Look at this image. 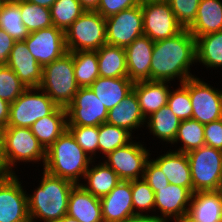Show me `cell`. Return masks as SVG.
<instances>
[{"instance_id": "cell-4", "label": "cell", "mask_w": 222, "mask_h": 222, "mask_svg": "<svg viewBox=\"0 0 222 222\" xmlns=\"http://www.w3.org/2000/svg\"><path fill=\"white\" fill-rule=\"evenodd\" d=\"M4 175L16 174L17 164L29 162L45 164L46 149L33 135L30 128H2ZM40 161V163H38ZM18 162V163H17ZM15 168V169H14Z\"/></svg>"}, {"instance_id": "cell-36", "label": "cell", "mask_w": 222, "mask_h": 222, "mask_svg": "<svg viewBox=\"0 0 222 222\" xmlns=\"http://www.w3.org/2000/svg\"><path fill=\"white\" fill-rule=\"evenodd\" d=\"M85 11L79 0H56L50 7L53 25L64 32Z\"/></svg>"}, {"instance_id": "cell-51", "label": "cell", "mask_w": 222, "mask_h": 222, "mask_svg": "<svg viewBox=\"0 0 222 222\" xmlns=\"http://www.w3.org/2000/svg\"><path fill=\"white\" fill-rule=\"evenodd\" d=\"M0 175H4L2 128H0Z\"/></svg>"}, {"instance_id": "cell-19", "label": "cell", "mask_w": 222, "mask_h": 222, "mask_svg": "<svg viewBox=\"0 0 222 222\" xmlns=\"http://www.w3.org/2000/svg\"><path fill=\"white\" fill-rule=\"evenodd\" d=\"M154 41L142 35L125 48L128 78L133 82L150 81Z\"/></svg>"}, {"instance_id": "cell-7", "label": "cell", "mask_w": 222, "mask_h": 222, "mask_svg": "<svg viewBox=\"0 0 222 222\" xmlns=\"http://www.w3.org/2000/svg\"><path fill=\"white\" fill-rule=\"evenodd\" d=\"M68 52L97 51L106 42V21L97 11L86 10L64 32Z\"/></svg>"}, {"instance_id": "cell-38", "label": "cell", "mask_w": 222, "mask_h": 222, "mask_svg": "<svg viewBox=\"0 0 222 222\" xmlns=\"http://www.w3.org/2000/svg\"><path fill=\"white\" fill-rule=\"evenodd\" d=\"M131 190L134 214L155 215V192L148 183L143 178L131 180Z\"/></svg>"}, {"instance_id": "cell-28", "label": "cell", "mask_w": 222, "mask_h": 222, "mask_svg": "<svg viewBox=\"0 0 222 222\" xmlns=\"http://www.w3.org/2000/svg\"><path fill=\"white\" fill-rule=\"evenodd\" d=\"M194 38L222 30V0H201L193 24L188 28Z\"/></svg>"}, {"instance_id": "cell-11", "label": "cell", "mask_w": 222, "mask_h": 222, "mask_svg": "<svg viewBox=\"0 0 222 222\" xmlns=\"http://www.w3.org/2000/svg\"><path fill=\"white\" fill-rule=\"evenodd\" d=\"M16 174L0 175V222H31L27 191Z\"/></svg>"}, {"instance_id": "cell-26", "label": "cell", "mask_w": 222, "mask_h": 222, "mask_svg": "<svg viewBox=\"0 0 222 222\" xmlns=\"http://www.w3.org/2000/svg\"><path fill=\"white\" fill-rule=\"evenodd\" d=\"M67 125V110L58 106L50 115L33 123L30 129L47 150L67 130Z\"/></svg>"}, {"instance_id": "cell-46", "label": "cell", "mask_w": 222, "mask_h": 222, "mask_svg": "<svg viewBox=\"0 0 222 222\" xmlns=\"http://www.w3.org/2000/svg\"><path fill=\"white\" fill-rule=\"evenodd\" d=\"M16 41L0 28V65L6 64Z\"/></svg>"}, {"instance_id": "cell-12", "label": "cell", "mask_w": 222, "mask_h": 222, "mask_svg": "<svg viewBox=\"0 0 222 222\" xmlns=\"http://www.w3.org/2000/svg\"><path fill=\"white\" fill-rule=\"evenodd\" d=\"M105 21L106 42L109 45L126 48L136 38L144 35L141 5L105 18Z\"/></svg>"}, {"instance_id": "cell-49", "label": "cell", "mask_w": 222, "mask_h": 222, "mask_svg": "<svg viewBox=\"0 0 222 222\" xmlns=\"http://www.w3.org/2000/svg\"><path fill=\"white\" fill-rule=\"evenodd\" d=\"M79 2L85 10L95 11L99 5L100 0H79Z\"/></svg>"}, {"instance_id": "cell-35", "label": "cell", "mask_w": 222, "mask_h": 222, "mask_svg": "<svg viewBox=\"0 0 222 222\" xmlns=\"http://www.w3.org/2000/svg\"><path fill=\"white\" fill-rule=\"evenodd\" d=\"M98 133V153H102V157L134 139L133 134L126 129L106 122L98 126Z\"/></svg>"}, {"instance_id": "cell-6", "label": "cell", "mask_w": 222, "mask_h": 222, "mask_svg": "<svg viewBox=\"0 0 222 222\" xmlns=\"http://www.w3.org/2000/svg\"><path fill=\"white\" fill-rule=\"evenodd\" d=\"M187 154L192 177V193L222 189V151L202 146Z\"/></svg>"}, {"instance_id": "cell-18", "label": "cell", "mask_w": 222, "mask_h": 222, "mask_svg": "<svg viewBox=\"0 0 222 222\" xmlns=\"http://www.w3.org/2000/svg\"><path fill=\"white\" fill-rule=\"evenodd\" d=\"M100 202L103 222H122L135 215L131 181L122 180Z\"/></svg>"}, {"instance_id": "cell-1", "label": "cell", "mask_w": 222, "mask_h": 222, "mask_svg": "<svg viewBox=\"0 0 222 222\" xmlns=\"http://www.w3.org/2000/svg\"><path fill=\"white\" fill-rule=\"evenodd\" d=\"M196 63V39L188 29L173 37L154 42L150 66V81L179 84L196 75L190 72Z\"/></svg>"}, {"instance_id": "cell-29", "label": "cell", "mask_w": 222, "mask_h": 222, "mask_svg": "<svg viewBox=\"0 0 222 222\" xmlns=\"http://www.w3.org/2000/svg\"><path fill=\"white\" fill-rule=\"evenodd\" d=\"M97 58L101 77H128L125 48L105 44L97 50Z\"/></svg>"}, {"instance_id": "cell-8", "label": "cell", "mask_w": 222, "mask_h": 222, "mask_svg": "<svg viewBox=\"0 0 222 222\" xmlns=\"http://www.w3.org/2000/svg\"><path fill=\"white\" fill-rule=\"evenodd\" d=\"M58 106L40 88H27L10 104L9 122L6 127L30 128L38 119L50 115Z\"/></svg>"}, {"instance_id": "cell-37", "label": "cell", "mask_w": 222, "mask_h": 222, "mask_svg": "<svg viewBox=\"0 0 222 222\" xmlns=\"http://www.w3.org/2000/svg\"><path fill=\"white\" fill-rule=\"evenodd\" d=\"M20 12L30 33L53 26L50 8L20 0Z\"/></svg>"}, {"instance_id": "cell-43", "label": "cell", "mask_w": 222, "mask_h": 222, "mask_svg": "<svg viewBox=\"0 0 222 222\" xmlns=\"http://www.w3.org/2000/svg\"><path fill=\"white\" fill-rule=\"evenodd\" d=\"M142 0H100L97 11L103 18H108L123 10L141 5Z\"/></svg>"}, {"instance_id": "cell-17", "label": "cell", "mask_w": 222, "mask_h": 222, "mask_svg": "<svg viewBox=\"0 0 222 222\" xmlns=\"http://www.w3.org/2000/svg\"><path fill=\"white\" fill-rule=\"evenodd\" d=\"M27 88H37L42 82L43 67L30 53L24 41H16L6 63Z\"/></svg>"}, {"instance_id": "cell-13", "label": "cell", "mask_w": 222, "mask_h": 222, "mask_svg": "<svg viewBox=\"0 0 222 222\" xmlns=\"http://www.w3.org/2000/svg\"><path fill=\"white\" fill-rule=\"evenodd\" d=\"M189 94L192 119L205 125L222 118V90L195 76L189 78Z\"/></svg>"}, {"instance_id": "cell-39", "label": "cell", "mask_w": 222, "mask_h": 222, "mask_svg": "<svg viewBox=\"0 0 222 222\" xmlns=\"http://www.w3.org/2000/svg\"><path fill=\"white\" fill-rule=\"evenodd\" d=\"M167 105L180 120L192 119L193 107L189 94V79L179 84L177 89L170 90Z\"/></svg>"}, {"instance_id": "cell-32", "label": "cell", "mask_w": 222, "mask_h": 222, "mask_svg": "<svg viewBox=\"0 0 222 222\" xmlns=\"http://www.w3.org/2000/svg\"><path fill=\"white\" fill-rule=\"evenodd\" d=\"M0 28L15 41H24L30 32L23 24L20 0H6L0 8Z\"/></svg>"}, {"instance_id": "cell-31", "label": "cell", "mask_w": 222, "mask_h": 222, "mask_svg": "<svg viewBox=\"0 0 222 222\" xmlns=\"http://www.w3.org/2000/svg\"><path fill=\"white\" fill-rule=\"evenodd\" d=\"M196 39V63L206 69H222V30Z\"/></svg>"}, {"instance_id": "cell-54", "label": "cell", "mask_w": 222, "mask_h": 222, "mask_svg": "<svg viewBox=\"0 0 222 222\" xmlns=\"http://www.w3.org/2000/svg\"><path fill=\"white\" fill-rule=\"evenodd\" d=\"M6 0H0V8L2 7V5L4 4Z\"/></svg>"}, {"instance_id": "cell-22", "label": "cell", "mask_w": 222, "mask_h": 222, "mask_svg": "<svg viewBox=\"0 0 222 222\" xmlns=\"http://www.w3.org/2000/svg\"><path fill=\"white\" fill-rule=\"evenodd\" d=\"M146 119L143 116L137 95L132 90L118 105L108 110L106 123L122 127L131 134L136 129L145 127ZM134 130V131H133Z\"/></svg>"}, {"instance_id": "cell-16", "label": "cell", "mask_w": 222, "mask_h": 222, "mask_svg": "<svg viewBox=\"0 0 222 222\" xmlns=\"http://www.w3.org/2000/svg\"><path fill=\"white\" fill-rule=\"evenodd\" d=\"M192 192L185 187L169 184L155 192V215L164 222L173 221L187 215Z\"/></svg>"}, {"instance_id": "cell-45", "label": "cell", "mask_w": 222, "mask_h": 222, "mask_svg": "<svg viewBox=\"0 0 222 222\" xmlns=\"http://www.w3.org/2000/svg\"><path fill=\"white\" fill-rule=\"evenodd\" d=\"M205 145L222 151V118L204 125Z\"/></svg>"}, {"instance_id": "cell-30", "label": "cell", "mask_w": 222, "mask_h": 222, "mask_svg": "<svg viewBox=\"0 0 222 222\" xmlns=\"http://www.w3.org/2000/svg\"><path fill=\"white\" fill-rule=\"evenodd\" d=\"M181 120L171 111L168 105L163 106L157 112H154L146 118L145 127L149 129L150 134L160 139V142L166 144L173 143Z\"/></svg>"}, {"instance_id": "cell-10", "label": "cell", "mask_w": 222, "mask_h": 222, "mask_svg": "<svg viewBox=\"0 0 222 222\" xmlns=\"http://www.w3.org/2000/svg\"><path fill=\"white\" fill-rule=\"evenodd\" d=\"M141 8L144 35L154 42L173 37L183 30L168 1L142 0Z\"/></svg>"}, {"instance_id": "cell-3", "label": "cell", "mask_w": 222, "mask_h": 222, "mask_svg": "<svg viewBox=\"0 0 222 222\" xmlns=\"http://www.w3.org/2000/svg\"><path fill=\"white\" fill-rule=\"evenodd\" d=\"M92 161L66 130L46 150L43 170L52 176L80 184Z\"/></svg>"}, {"instance_id": "cell-40", "label": "cell", "mask_w": 222, "mask_h": 222, "mask_svg": "<svg viewBox=\"0 0 222 222\" xmlns=\"http://www.w3.org/2000/svg\"><path fill=\"white\" fill-rule=\"evenodd\" d=\"M27 87L6 64L0 65V98L8 103L14 102Z\"/></svg>"}, {"instance_id": "cell-25", "label": "cell", "mask_w": 222, "mask_h": 222, "mask_svg": "<svg viewBox=\"0 0 222 222\" xmlns=\"http://www.w3.org/2000/svg\"><path fill=\"white\" fill-rule=\"evenodd\" d=\"M134 82L128 77L99 76L89 87L107 110L118 105L132 90Z\"/></svg>"}, {"instance_id": "cell-23", "label": "cell", "mask_w": 222, "mask_h": 222, "mask_svg": "<svg viewBox=\"0 0 222 222\" xmlns=\"http://www.w3.org/2000/svg\"><path fill=\"white\" fill-rule=\"evenodd\" d=\"M67 215L80 222H103L100 199L76 184L69 195Z\"/></svg>"}, {"instance_id": "cell-14", "label": "cell", "mask_w": 222, "mask_h": 222, "mask_svg": "<svg viewBox=\"0 0 222 222\" xmlns=\"http://www.w3.org/2000/svg\"><path fill=\"white\" fill-rule=\"evenodd\" d=\"M66 110L67 126H99L106 122L108 115L90 87H80Z\"/></svg>"}, {"instance_id": "cell-9", "label": "cell", "mask_w": 222, "mask_h": 222, "mask_svg": "<svg viewBox=\"0 0 222 222\" xmlns=\"http://www.w3.org/2000/svg\"><path fill=\"white\" fill-rule=\"evenodd\" d=\"M145 144L131 140L128 144L108 153L104 163L109 166L121 180L131 181L141 179L144 176L145 166L151 157V153Z\"/></svg>"}, {"instance_id": "cell-33", "label": "cell", "mask_w": 222, "mask_h": 222, "mask_svg": "<svg viewBox=\"0 0 222 222\" xmlns=\"http://www.w3.org/2000/svg\"><path fill=\"white\" fill-rule=\"evenodd\" d=\"M73 63L79 87H89L100 76L97 51L73 52Z\"/></svg>"}, {"instance_id": "cell-41", "label": "cell", "mask_w": 222, "mask_h": 222, "mask_svg": "<svg viewBox=\"0 0 222 222\" xmlns=\"http://www.w3.org/2000/svg\"><path fill=\"white\" fill-rule=\"evenodd\" d=\"M77 144L93 160L98 154V126H67Z\"/></svg>"}, {"instance_id": "cell-50", "label": "cell", "mask_w": 222, "mask_h": 222, "mask_svg": "<svg viewBox=\"0 0 222 222\" xmlns=\"http://www.w3.org/2000/svg\"><path fill=\"white\" fill-rule=\"evenodd\" d=\"M29 3H34L39 6L50 8L56 0H25Z\"/></svg>"}, {"instance_id": "cell-47", "label": "cell", "mask_w": 222, "mask_h": 222, "mask_svg": "<svg viewBox=\"0 0 222 222\" xmlns=\"http://www.w3.org/2000/svg\"><path fill=\"white\" fill-rule=\"evenodd\" d=\"M10 116V103L0 98V128L8 125Z\"/></svg>"}, {"instance_id": "cell-15", "label": "cell", "mask_w": 222, "mask_h": 222, "mask_svg": "<svg viewBox=\"0 0 222 222\" xmlns=\"http://www.w3.org/2000/svg\"><path fill=\"white\" fill-rule=\"evenodd\" d=\"M24 42L42 67L68 52L64 31L54 25L30 33Z\"/></svg>"}, {"instance_id": "cell-2", "label": "cell", "mask_w": 222, "mask_h": 222, "mask_svg": "<svg viewBox=\"0 0 222 222\" xmlns=\"http://www.w3.org/2000/svg\"><path fill=\"white\" fill-rule=\"evenodd\" d=\"M41 181L32 194H27L31 222H58L67 215L73 182L52 176L43 170ZM35 189V190H34Z\"/></svg>"}, {"instance_id": "cell-24", "label": "cell", "mask_w": 222, "mask_h": 222, "mask_svg": "<svg viewBox=\"0 0 222 222\" xmlns=\"http://www.w3.org/2000/svg\"><path fill=\"white\" fill-rule=\"evenodd\" d=\"M169 83L149 80L134 82L133 90L145 119L167 105L170 88H172Z\"/></svg>"}, {"instance_id": "cell-55", "label": "cell", "mask_w": 222, "mask_h": 222, "mask_svg": "<svg viewBox=\"0 0 222 222\" xmlns=\"http://www.w3.org/2000/svg\"><path fill=\"white\" fill-rule=\"evenodd\" d=\"M147 1H159V0H147ZM161 1H167V0H161Z\"/></svg>"}, {"instance_id": "cell-20", "label": "cell", "mask_w": 222, "mask_h": 222, "mask_svg": "<svg viewBox=\"0 0 222 222\" xmlns=\"http://www.w3.org/2000/svg\"><path fill=\"white\" fill-rule=\"evenodd\" d=\"M151 160L165 174L170 184L188 188L192 192L191 169L186 153L169 149Z\"/></svg>"}, {"instance_id": "cell-42", "label": "cell", "mask_w": 222, "mask_h": 222, "mask_svg": "<svg viewBox=\"0 0 222 222\" xmlns=\"http://www.w3.org/2000/svg\"><path fill=\"white\" fill-rule=\"evenodd\" d=\"M183 29H188L194 22L201 0H167Z\"/></svg>"}, {"instance_id": "cell-21", "label": "cell", "mask_w": 222, "mask_h": 222, "mask_svg": "<svg viewBox=\"0 0 222 222\" xmlns=\"http://www.w3.org/2000/svg\"><path fill=\"white\" fill-rule=\"evenodd\" d=\"M187 216L196 222H222V189L194 192Z\"/></svg>"}, {"instance_id": "cell-48", "label": "cell", "mask_w": 222, "mask_h": 222, "mask_svg": "<svg viewBox=\"0 0 222 222\" xmlns=\"http://www.w3.org/2000/svg\"><path fill=\"white\" fill-rule=\"evenodd\" d=\"M122 222H164V221L158 218L156 215L135 214L125 219Z\"/></svg>"}, {"instance_id": "cell-44", "label": "cell", "mask_w": 222, "mask_h": 222, "mask_svg": "<svg viewBox=\"0 0 222 222\" xmlns=\"http://www.w3.org/2000/svg\"><path fill=\"white\" fill-rule=\"evenodd\" d=\"M143 179L148 183L151 189L156 192L159 188L167 187L170 183L161 169L151 160L147 161Z\"/></svg>"}, {"instance_id": "cell-53", "label": "cell", "mask_w": 222, "mask_h": 222, "mask_svg": "<svg viewBox=\"0 0 222 222\" xmlns=\"http://www.w3.org/2000/svg\"><path fill=\"white\" fill-rule=\"evenodd\" d=\"M175 222H196V221L190 219L187 215H184L182 218L176 220Z\"/></svg>"}, {"instance_id": "cell-34", "label": "cell", "mask_w": 222, "mask_h": 222, "mask_svg": "<svg viewBox=\"0 0 222 222\" xmlns=\"http://www.w3.org/2000/svg\"><path fill=\"white\" fill-rule=\"evenodd\" d=\"M178 142L181 143V146L174 151L182 153H188L205 146L204 124L194 119L181 120L176 138L171 146L177 145Z\"/></svg>"}, {"instance_id": "cell-5", "label": "cell", "mask_w": 222, "mask_h": 222, "mask_svg": "<svg viewBox=\"0 0 222 222\" xmlns=\"http://www.w3.org/2000/svg\"><path fill=\"white\" fill-rule=\"evenodd\" d=\"M39 87L57 106L67 108L80 88L74 75L73 52H67L43 67Z\"/></svg>"}, {"instance_id": "cell-52", "label": "cell", "mask_w": 222, "mask_h": 222, "mask_svg": "<svg viewBox=\"0 0 222 222\" xmlns=\"http://www.w3.org/2000/svg\"><path fill=\"white\" fill-rule=\"evenodd\" d=\"M58 222H80V221L68 215H65Z\"/></svg>"}, {"instance_id": "cell-27", "label": "cell", "mask_w": 222, "mask_h": 222, "mask_svg": "<svg viewBox=\"0 0 222 222\" xmlns=\"http://www.w3.org/2000/svg\"><path fill=\"white\" fill-rule=\"evenodd\" d=\"M95 162V160L91 162L83 178L85 182L80 183V185L94 197L100 199L109 194L122 180L103 161H98L99 163L97 165Z\"/></svg>"}]
</instances>
